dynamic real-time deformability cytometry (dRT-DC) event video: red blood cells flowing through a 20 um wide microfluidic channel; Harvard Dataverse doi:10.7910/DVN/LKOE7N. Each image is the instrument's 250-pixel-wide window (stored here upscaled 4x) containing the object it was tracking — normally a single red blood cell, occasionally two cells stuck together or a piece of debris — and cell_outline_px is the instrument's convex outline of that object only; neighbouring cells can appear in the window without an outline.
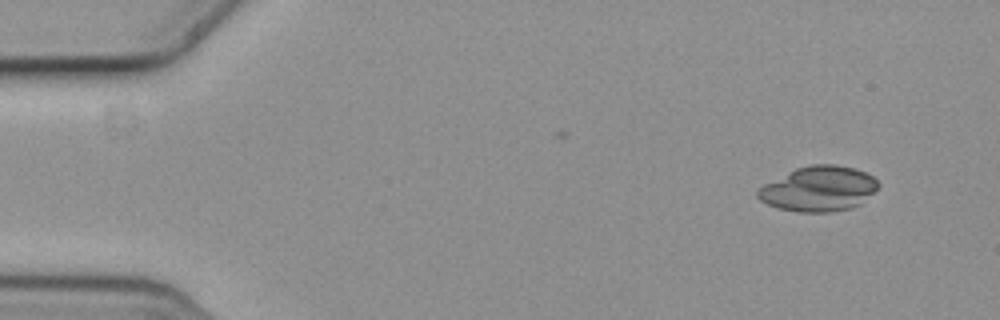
{"species": "common noctule bat (a hibernating species)", "species_latin": "Nyctalus noctula", "temperature_condition": "cold", "stored_images_in_passage": 5, "camera_frame_rate_fps": 3000, "um_per_image_px": 0.085, "animal": {"sex": "female", "body_mass_g": 19.3, "forearm_length_mm": 54.1}, "frame": {"image": 1, "passage_image": 5, "time_ms": 1.333, "image_size_px": [1000, 320], "cell_outline_px": [[880, 184], [860, 204], [852, 208], [828, 212], [800, 212], [780, 208], [768, 204], [760, 200], [756, 196], [756, 192], [764, 184], [796, 168], [812, 164], [836, 164], [856, 168], [872, 176]], "centroid_in_image_um": [69.58, 16.04], "position_along_channel_um": 15.4, "area_um2": 31.39}}